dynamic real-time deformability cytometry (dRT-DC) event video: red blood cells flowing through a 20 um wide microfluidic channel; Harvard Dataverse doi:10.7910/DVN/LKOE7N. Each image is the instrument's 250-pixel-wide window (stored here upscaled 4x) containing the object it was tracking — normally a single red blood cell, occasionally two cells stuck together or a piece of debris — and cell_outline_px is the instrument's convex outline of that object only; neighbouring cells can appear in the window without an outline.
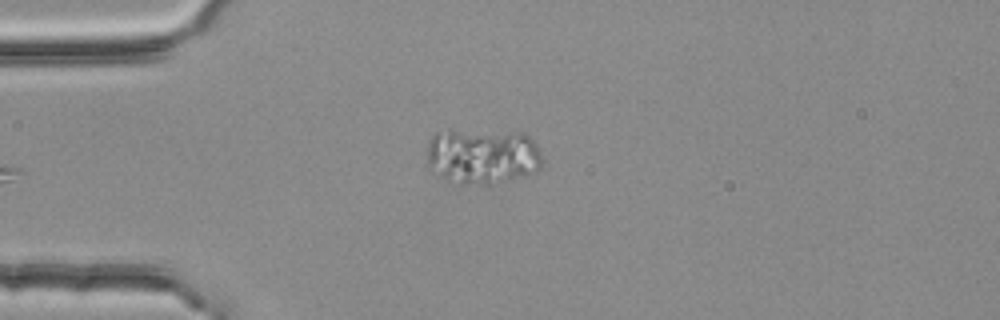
{"species": "common noctule bat (a hibernating species)", "species_latin": "Nyctalus noctula", "temperature_condition": "room temperature", "stored_images_in_passage": 4, "camera_frame_rate_fps": 3000, "um_per_image_px": 0.085, "animal": {"sex": "female", "body_mass_g": 25.1}, "frame": {"image": 1, "passage_image": 3, "time_ms": 0.667, "image_size_px": [1000, 320], "cell_outline_px": [[540, 168], [536, 172], [524, 176], [488, 184], [460, 184], [448, 180], [440, 176], [428, 168], [428, 140], [436, 132], [448, 128], [524, 132], [540, 148]], "centroid_in_image_um": [40.98, 13.22], "position_along_channel_um": 44.0, "area_um2": 38.32}}